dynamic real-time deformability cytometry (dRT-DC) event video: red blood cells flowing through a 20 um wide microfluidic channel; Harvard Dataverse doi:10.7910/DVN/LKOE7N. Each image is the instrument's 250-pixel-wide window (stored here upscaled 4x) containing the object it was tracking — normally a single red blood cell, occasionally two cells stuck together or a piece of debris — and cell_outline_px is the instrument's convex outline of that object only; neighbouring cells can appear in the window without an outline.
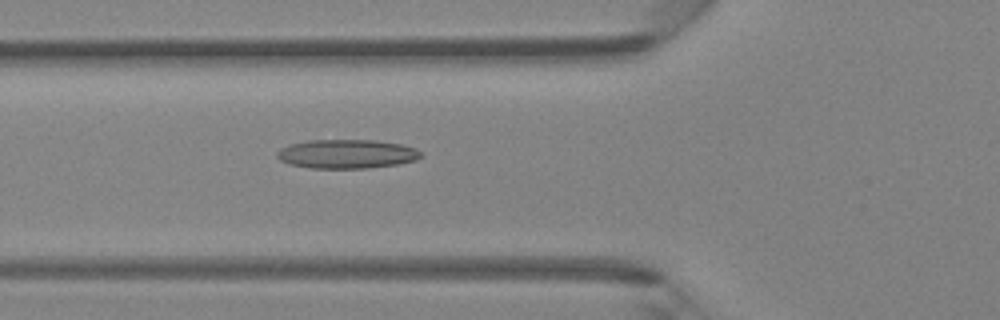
{"species": "Egyptian fruit bat (a non-hibernating species)", "species_latin": "Rousettus aegyptiacus", "temperature_condition": "room temperature", "stored_images_in_passage": 36, "camera_frame_rate_fps": 3000, "um_per_image_px": 0.085, "animal": {"sex": "female"}, "frame": {"image": 1, "passage_image": 7, "time_ms": 2.0, "image_size_px": [1000, 320], "cell_outline_px": [[424, 156], [416, 160], [400, 164], [368, 168], [308, 168], [288, 164], [280, 160], [276, 156], [276, 152], [280, 148], [292, 144], [308, 140], [372, 140], [400, 144], [416, 148]], "centroid_in_image_um": [29.47, 13.09], "position_along_channel_um": 96.3, "area_um2": 24.45}}
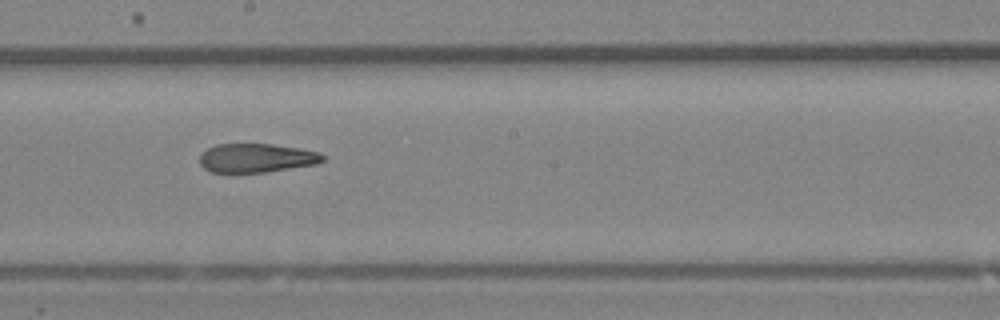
{"frame": {"image": 2, "passage_image": 16, "time_ms": 5.0, "image_size_px": [1000, 320], "cell_outline_px": [[324, 160], [316, 164], [264, 172], [212, 172], [204, 168], [200, 164], [200, 156], [208, 148], [216, 144], [272, 144], [300, 148], [320, 152], [324, 156]], "centroid_in_image_um": [21.81, 13.42], "position_along_channel_um": 226.4, "area_um2": 20.58}}
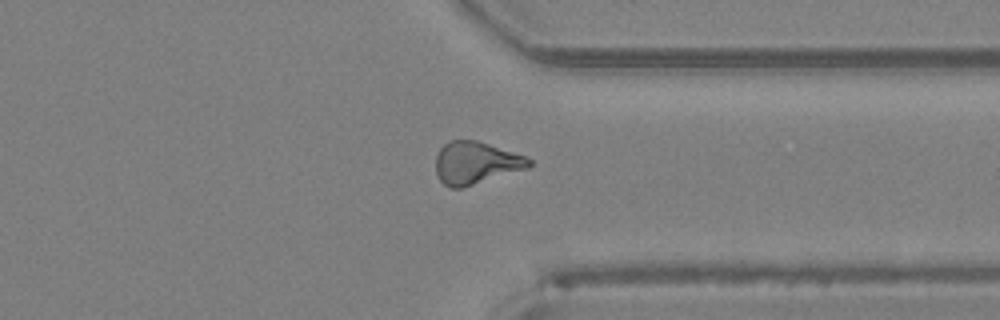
{"frame": {"image": 3, "passage_image": 26, "time_ms": 8.333, "image_size_px": [1000, 320], "cell_outline_px": [[532, 164], [528, 168], [460, 188], [452, 188], [444, 184], [440, 180], [436, 172], [436, 156], [440, 148], [444, 144], [452, 140], [476, 140], [524, 156], [532, 160]], "centroid_in_image_um": [40.42, 13.84], "position_along_channel_um": 371.0, "area_um2": 22.66}, "authors_computed_cell_mechanics": {"area_um2": 22.3686, "velocity_mm_per_s": 4.3486, "shape_relaxation_time_tau1_ms": null, "shape_relaxation_time_tau2_ms": 3.4935, "deformation_change_tau1": null, "deformation_change_tau2": 0.1373}}